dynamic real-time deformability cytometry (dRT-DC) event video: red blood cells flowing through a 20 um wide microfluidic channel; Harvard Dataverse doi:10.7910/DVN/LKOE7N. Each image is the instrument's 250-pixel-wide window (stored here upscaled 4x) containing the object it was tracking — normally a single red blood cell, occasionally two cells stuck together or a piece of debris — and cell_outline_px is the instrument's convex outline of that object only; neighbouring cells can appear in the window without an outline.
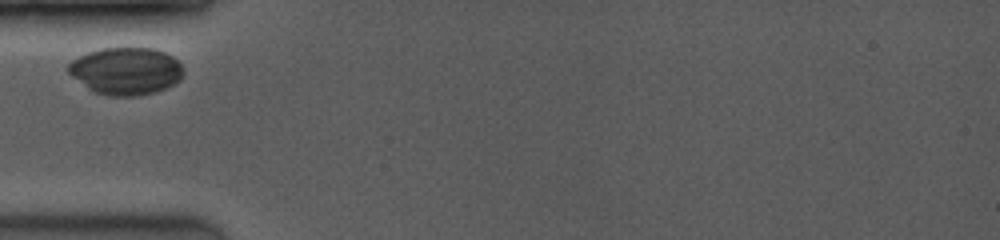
{"species": "common noctule bat (a hibernating species)", "species_latin": "Nyctalus noctula", "temperature_condition": "room temperature", "stored_images_in_passage": 3, "camera_frame_rate_fps": 3500, "um_per_image_px": 0.085, "animal": {"sex": "female", "body_mass_g": 19.0, "forearm_length_mm": 53.3}, "frame": {"image": 1, "passage_image": 1, "time_ms": 0.0, "image_size_px": [1000, 240], "cell_outline_px": [[184, 76], [180, 80], [156, 92], [136, 96], [108, 96], [96, 92], [88, 88], [72, 76], [64, 68], [72, 60], [88, 52], [104, 48], [152, 48], [164, 52], [172, 56], [180, 64], [184, 72]], "centroid_in_image_um": [10.7, 6.04], "position_along_channel_um": 74.3, "area_um2": 31.67}}